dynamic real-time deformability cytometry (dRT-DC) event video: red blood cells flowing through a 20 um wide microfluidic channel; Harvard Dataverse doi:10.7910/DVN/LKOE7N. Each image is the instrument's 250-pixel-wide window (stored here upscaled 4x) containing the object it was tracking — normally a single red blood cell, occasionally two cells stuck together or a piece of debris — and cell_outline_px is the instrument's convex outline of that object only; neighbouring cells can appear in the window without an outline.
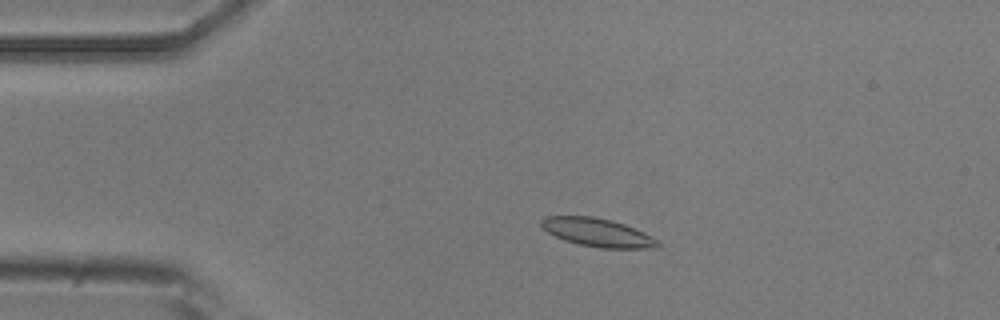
{"species": "common noctule bat (a hibernating species)", "species_latin": "Nyctalus noctula", "temperature_condition": "room temperature", "stored_images_in_passage": 3, "camera_frame_rate_fps": 3000, "um_per_image_px": 0.085, "animal": {"sex": "male", "body_mass_g": 20.5, "forearm_length_mm": 52.5}, "frame": {"image": 1, "passage_image": 2, "time_ms": 1.0, "image_size_px": [1000, 320], "cell_outline_px": [[660, 248], [600, 248], [580, 244], [564, 240], [548, 232], [540, 224], [540, 220], [544, 216], [592, 216], [612, 220], [624, 224], [644, 232], [660, 240]], "centroid_in_image_um": [50.83, 19.76], "position_along_channel_um": 34.2, "area_um2": 19.31}}